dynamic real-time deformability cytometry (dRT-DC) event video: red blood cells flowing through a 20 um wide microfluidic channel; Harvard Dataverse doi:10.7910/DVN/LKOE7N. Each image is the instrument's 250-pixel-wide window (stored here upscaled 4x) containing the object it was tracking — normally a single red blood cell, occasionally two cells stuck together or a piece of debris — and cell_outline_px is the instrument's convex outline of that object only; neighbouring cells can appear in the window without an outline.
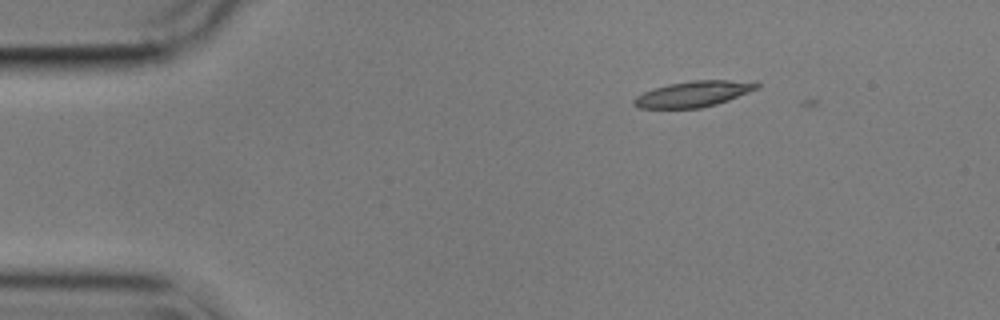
{"species": "common noctule bat (a hibernating species)", "species_latin": "Nyctalus noctula", "temperature_condition": "cold", "stored_images_in_passage": 3, "camera_frame_rate_fps": 3000, "um_per_image_px": 0.085, "animal": {"sex": "male", "body_mass_g": 17.9}, "frame": {"image": 1, "passage_image": 2, "time_ms": 0.333, "image_size_px": [1000, 320], "cell_outline_px": [[760, 88], [728, 100], [716, 104], [700, 108], [636, 108], [632, 104], [632, 100], [636, 96], [644, 92], [668, 84], [692, 80], [756, 80], [760, 84]], "centroid_in_image_um": [58.99, 7.97], "position_along_channel_um": 26.0, "area_um2": 18.73}}